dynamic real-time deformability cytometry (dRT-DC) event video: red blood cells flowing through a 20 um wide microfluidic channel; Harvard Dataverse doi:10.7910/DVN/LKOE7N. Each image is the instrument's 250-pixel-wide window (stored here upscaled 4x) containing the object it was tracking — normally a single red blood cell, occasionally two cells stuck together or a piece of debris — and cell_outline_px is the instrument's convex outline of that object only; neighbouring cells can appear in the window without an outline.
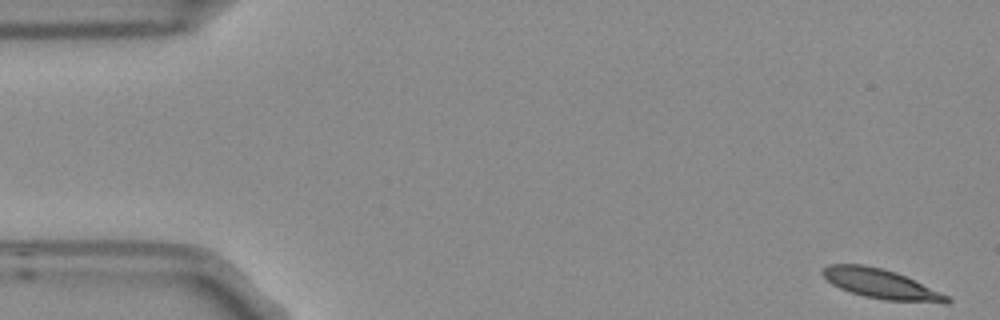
{"species": "Egyptian fruit bat (a non-hibernating species)", "species_latin": "Rousettus aegyptiacus", "temperature_condition": "room temperature", "stored_images_in_passage": 6, "camera_frame_rate_fps": 3000, "um_per_image_px": 0.085, "frame": {"image": 1, "passage_image": 1, "time_ms": 0.0, "image_size_px": [1000, 320], "cell_outline_px": [[952, 300], [948, 304], [944, 304], [884, 300], [864, 296], [840, 288], [832, 284], [820, 272], [828, 264], [864, 264], [896, 272], [948, 296]], "centroid_in_image_um": [74.9, 24.15], "position_along_channel_um": 10.1, "area_um2": 21.33}}